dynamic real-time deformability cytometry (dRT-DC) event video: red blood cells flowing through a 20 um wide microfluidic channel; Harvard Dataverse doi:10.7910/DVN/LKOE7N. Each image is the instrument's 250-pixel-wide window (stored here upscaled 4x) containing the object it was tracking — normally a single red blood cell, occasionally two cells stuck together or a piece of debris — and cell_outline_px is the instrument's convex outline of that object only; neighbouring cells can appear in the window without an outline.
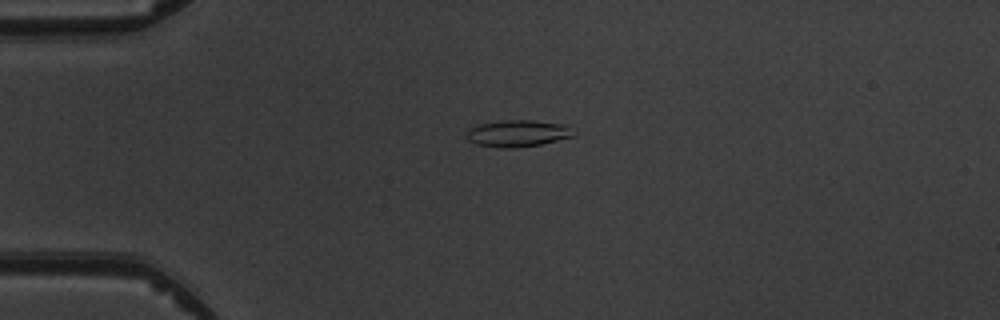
{"species": "common noctule bat (a hibernating species)", "species_latin": "Nyctalus noctula", "temperature_condition": "warm", "stored_images_in_passage": 3, "camera_frame_rate_fps": 3000, "um_per_image_px": 0.085, "animal": {"sex": "male", "body_mass_g": 19.5, "forearm_length_mm": 54.6}, "frame": {"image": 1, "passage_image": 1, "time_ms": 0.0, "image_size_px": [1000, 320], "cell_outline_px": [[576, 136], [540, 144], [512, 148], [496, 148], [476, 144], [468, 140], [464, 132], [468, 128], [480, 124], [500, 120], [532, 120], [564, 124], [576, 132]], "centroid_in_image_um": [43.98, 11.34], "position_along_channel_um": 41.0, "area_um2": 16.94}}